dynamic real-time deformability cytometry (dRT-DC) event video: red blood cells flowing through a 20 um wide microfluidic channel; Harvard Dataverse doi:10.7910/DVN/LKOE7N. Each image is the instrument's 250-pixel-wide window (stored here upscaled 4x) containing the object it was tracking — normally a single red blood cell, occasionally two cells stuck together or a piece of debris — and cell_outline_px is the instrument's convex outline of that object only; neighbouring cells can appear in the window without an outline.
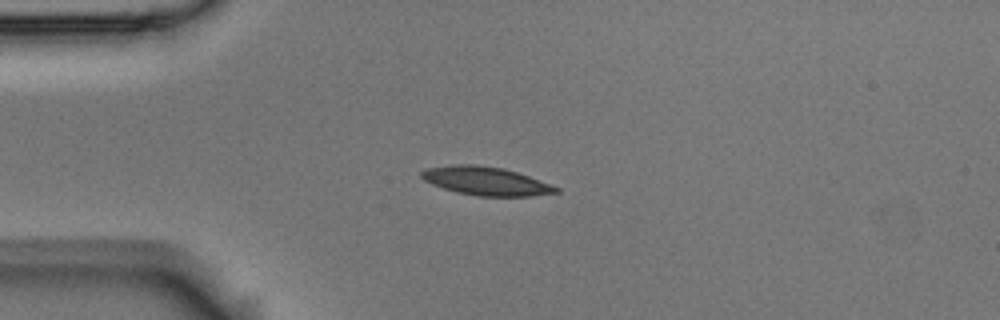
{"species": "Egyptian fruit bat (a non-hibernating species)", "species_latin": "Rousettus aegyptiacus", "temperature_condition": "room temperature", "stored_images_in_passage": 9, "camera_frame_rate_fps": 3000, "um_per_image_px": 0.085, "animal": {"sex": "male"}, "frame": {"image": 1, "passage_image": 3, "time_ms": 0.667, "image_size_px": [1000, 320], "cell_outline_px": [[560, 192], [528, 196], [476, 196], [456, 192], [432, 184], [424, 180], [420, 176], [420, 172], [428, 168], [452, 164], [476, 164], [504, 168], [528, 176], [560, 188]], "centroid_in_image_um": [41.27, 15.38], "position_along_channel_um": 43.7, "area_um2": 22.25}}
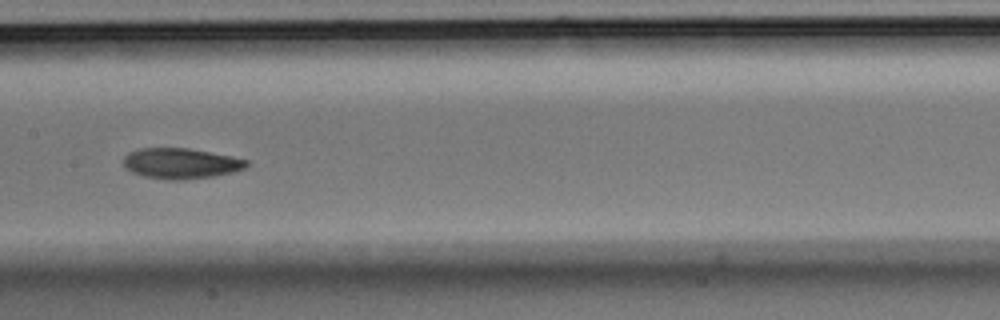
{"frame": {"image": 2, "passage_image": 7, "time_ms": 2.0, "image_size_px": [1000, 320], "cell_outline_px": [[248, 164], [244, 168], [232, 172], [212, 176], [184, 180], [172, 180], [144, 176], [132, 172], [124, 164], [124, 156], [128, 152], [140, 148], [188, 148], [232, 156], [248, 160]], "centroid_in_image_um": [15.37, 13.88], "position_along_channel_um": 192.0, "area_um2": 21.73}}
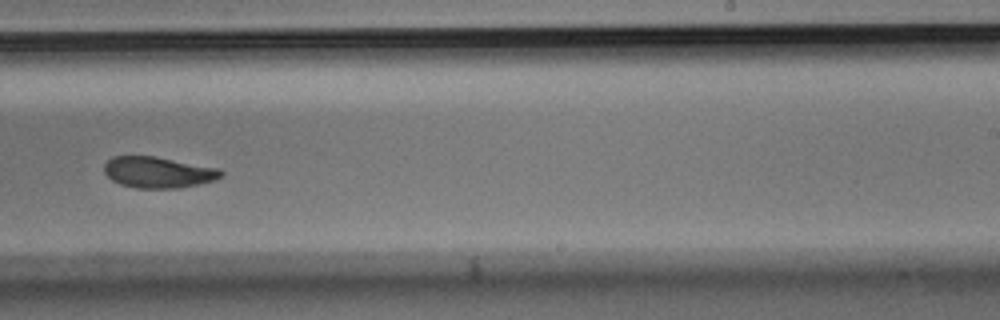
{"frame": {"image": 3, "passage_image": 9, "time_ms": 2.667, "image_size_px": [1000, 320], "cell_outline_px": [[224, 172], [220, 176], [212, 180], [180, 188], [136, 188], [120, 184], [112, 180], [104, 172], [104, 164], [112, 156], [156, 156], [220, 168]], "centroid_in_image_um": [13.42, 14.63], "position_along_channel_um": 275.6, "area_um2": 21.15}}